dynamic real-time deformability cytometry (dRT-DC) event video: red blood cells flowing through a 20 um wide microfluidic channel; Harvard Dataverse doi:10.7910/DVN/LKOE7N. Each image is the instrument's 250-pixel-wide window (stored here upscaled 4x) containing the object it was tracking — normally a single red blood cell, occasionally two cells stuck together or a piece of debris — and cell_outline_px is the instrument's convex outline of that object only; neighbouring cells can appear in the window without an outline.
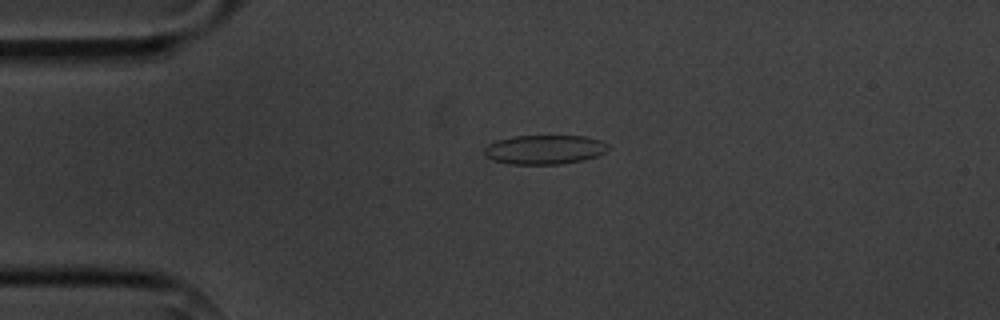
{"species": "common noctule bat (a hibernating species)", "species_latin": "Nyctalus noctula", "temperature_condition": "cold", "stored_images_in_passage": 5, "camera_frame_rate_fps": 3000, "um_per_image_px": 0.085, "animal": {"sex": "male", "body_mass_g": 20.1, "forearm_length_mm": 53.5}, "frame": {"image": 1, "passage_image": 4, "time_ms": 3.333, "image_size_px": [1000, 320], "cell_outline_px": [[608, 148], [604, 152], [596, 156], [584, 160], [560, 164], [512, 164], [492, 160], [484, 152], [484, 148], [488, 144], [496, 140], [516, 136], [584, 136], [600, 140], [608, 144]], "centroid_in_image_um": [46.28, 12.71], "position_along_channel_um": 38.7, "area_um2": 20.98}}